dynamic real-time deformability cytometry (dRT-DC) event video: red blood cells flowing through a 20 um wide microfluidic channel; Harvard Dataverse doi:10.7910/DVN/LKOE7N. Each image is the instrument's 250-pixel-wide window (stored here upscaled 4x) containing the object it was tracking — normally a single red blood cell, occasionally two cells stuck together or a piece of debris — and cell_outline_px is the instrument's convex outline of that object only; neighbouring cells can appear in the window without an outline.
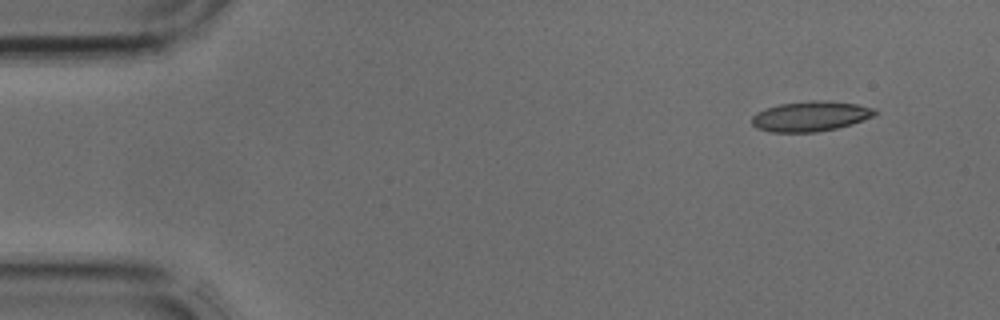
{"species": "common noctule bat (a hibernating species)", "species_latin": "Nyctalus noctula", "temperature_condition": "cold", "stored_images_in_passage": 36, "camera_frame_rate_fps": 3000, "um_per_image_px": 0.085, "animal": {"sex": "male", "body_mass_g": 17.9, "forearm_length_mm": 54.2}, "frame": {"image": 1, "passage_image": 2, "time_ms": 0.333, "image_size_px": [1000, 320], "cell_outline_px": [[880, 112], [876, 116], [852, 124], [836, 128], [816, 132], [772, 132], [756, 128], [752, 124], [752, 116], [756, 112], [764, 108], [780, 104], [812, 100], [828, 100], [856, 104], [876, 108]], "centroid_in_image_um": [68.93, 9.87], "position_along_channel_um": 16.1, "area_um2": 21.91}}
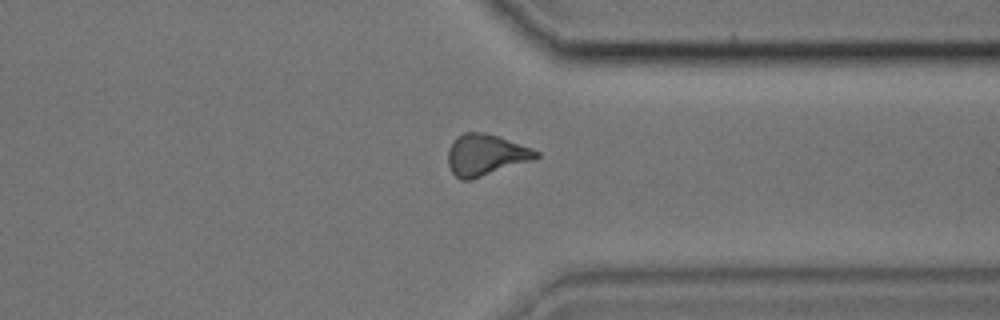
{"frame": {"image": 2, "passage_image": 30, "time_ms": 9.667, "image_size_px": [1000, 320], "cell_outline_px": [[540, 156], [532, 160], [468, 180], [460, 180], [452, 172], [448, 164], [448, 148], [456, 136], [464, 132], [484, 132], [500, 136], [532, 148], [540, 152]], "centroid_in_image_um": [41.27, 13.13], "position_along_channel_um": 370.1, "area_um2": 21.15}}
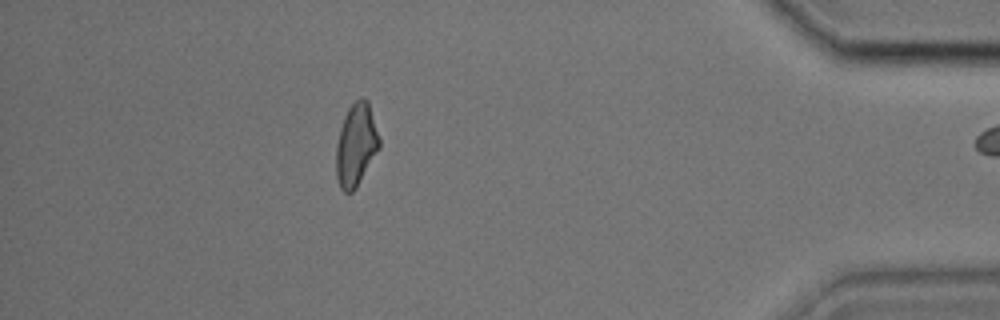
{"frame": {"image": 3, "passage_image": 35, "time_ms": 11.333, "image_size_px": [1000, 320], "cell_outline_px": [[380, 148], [356, 188], [352, 192], [344, 192], [340, 188], [336, 176], [336, 144], [340, 128], [344, 116], [348, 108], [360, 96], [368, 100], [380, 140]], "centroid_in_image_um": [30.26, 12.31], "position_along_channel_um": 404.9, "area_um2": 20.87}}